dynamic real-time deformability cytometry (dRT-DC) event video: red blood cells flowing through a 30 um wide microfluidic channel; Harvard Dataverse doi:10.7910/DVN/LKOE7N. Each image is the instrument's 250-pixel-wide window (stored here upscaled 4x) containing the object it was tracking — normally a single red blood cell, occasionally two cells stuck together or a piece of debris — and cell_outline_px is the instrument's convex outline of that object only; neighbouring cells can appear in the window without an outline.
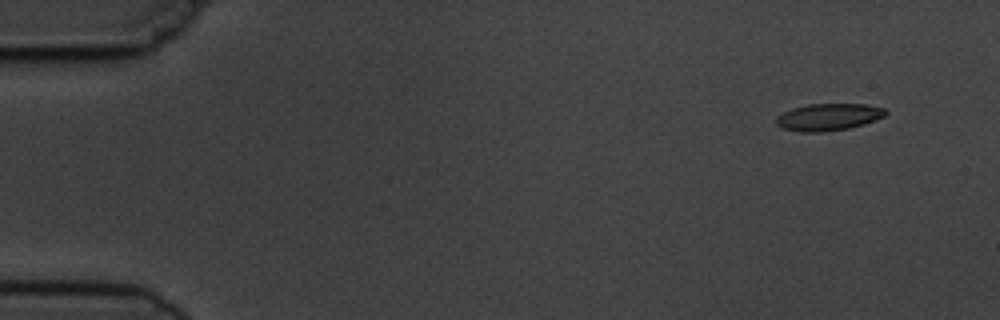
{"species": "common noctule bat (a hibernating species)", "species_latin": "Nyctalus noctula", "temperature_condition": "cold", "stored_images_in_passage": 8, "camera_frame_rate_fps": 3000, "um_per_image_px": 0.085, "animal": {"sex": "male", "body_mass_g": 19.5, "forearm_length_mm": 54.6}, "frame": {"image": 1, "passage_image": 1, "time_ms": 0.0, "image_size_px": [1000, 320], "cell_outline_px": [[888, 112], [884, 116], [864, 124], [848, 128], [820, 132], [800, 132], [784, 128], [776, 124], [776, 116], [792, 108], [808, 104], [864, 104], [884, 108]], "centroid_in_image_um": [70.4, 9.94], "position_along_channel_um": 14.6, "area_um2": 17.11}}
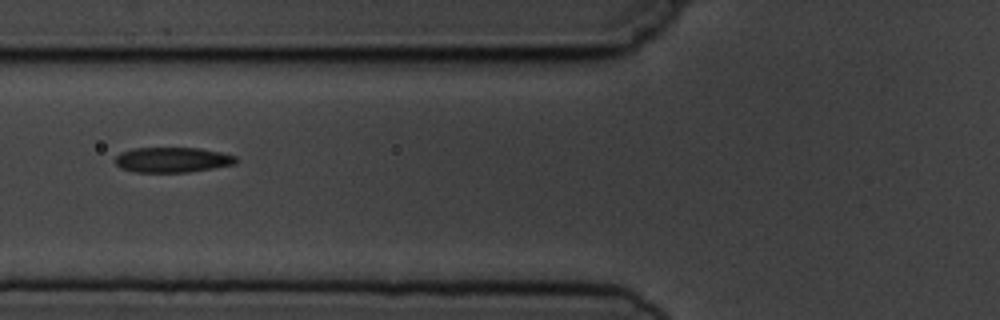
{"frame": {"image": 2, "passage_image": 6, "time_ms": 5.667, "image_size_px": [1000, 320], "cell_outline_px": [[236, 164], [216, 168], [188, 172], [136, 172], [120, 168], [116, 164], [116, 156], [120, 152], [132, 148], [200, 148], [220, 152], [236, 156]], "centroid_in_image_um": [14.66, 13.58], "position_along_channel_um": 111.1, "area_um2": 17.8}}
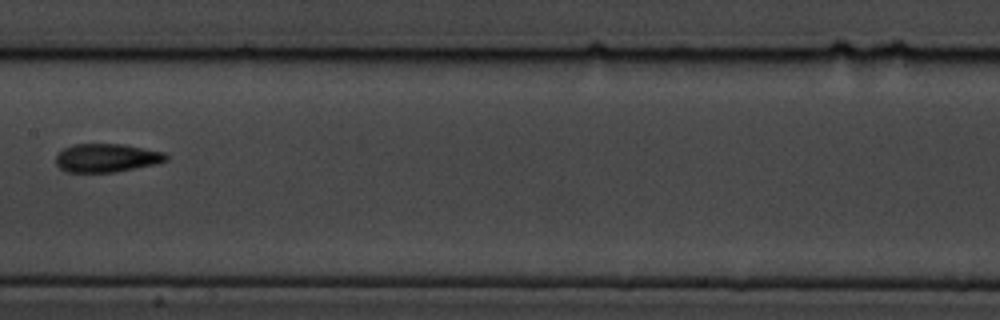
{"frame": {"image": 3, "passage_image": 8, "time_ms": 8.0, "image_size_px": [1000, 320], "cell_outline_px": [[168, 160], [156, 164], [116, 172], [68, 172], [60, 168], [56, 164], [56, 156], [64, 148], [72, 144], [124, 144], [164, 152], [168, 156]], "centroid_in_image_um": [9.08, 13.42], "position_along_channel_um": 198.3, "area_um2": 18.32}}